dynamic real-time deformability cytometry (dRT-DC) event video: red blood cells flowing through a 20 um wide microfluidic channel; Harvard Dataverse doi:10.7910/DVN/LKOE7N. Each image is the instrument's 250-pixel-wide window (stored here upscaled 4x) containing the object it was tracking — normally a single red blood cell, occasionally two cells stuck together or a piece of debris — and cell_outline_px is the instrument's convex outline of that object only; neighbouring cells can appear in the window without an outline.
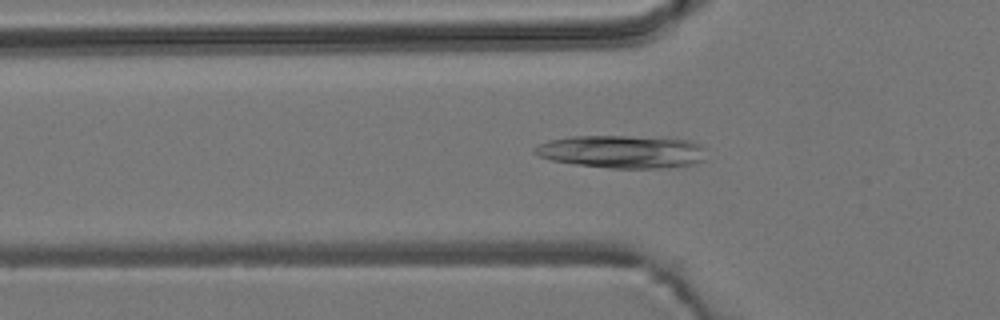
{"species": "common noctule bat (a hibernating species)", "species_latin": "Nyctalus noctula", "temperature_condition": "room temperature", "stored_images_in_passage": 40, "camera_frame_rate_fps": 3000, "um_per_image_px": 0.085, "animal": {"sex": "male", "body_mass_g": 19.2, "forearm_length_mm": 51.8}, "frame": {"image": 1, "passage_image": 10, "time_ms": 3.0, "image_size_px": [1000, 320], "cell_outline_px": [[704, 160], [700, 164], [668, 168], [612, 168], [572, 164], [552, 160], [540, 156], [532, 152], [532, 148], [548, 140], [568, 136], [664, 136], [692, 140], [700, 144], [704, 148]], "centroid_in_image_um": [52.94, 12.88], "position_along_channel_um": 72.9, "area_um2": 33.76}}
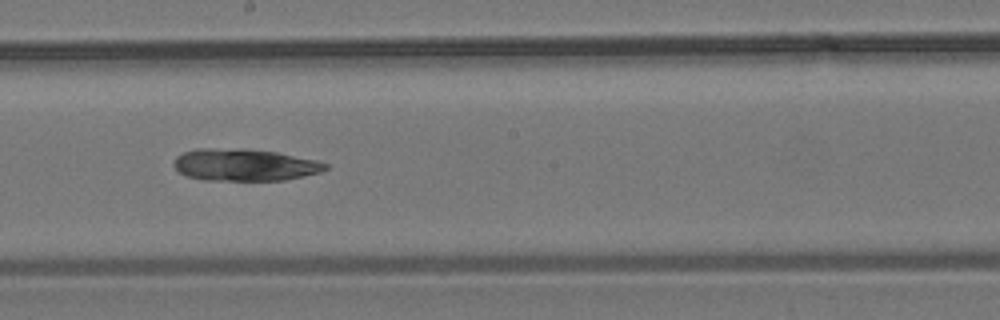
{"frame": {"image": 2, "passage_image": 22, "time_ms": 7.0, "image_size_px": [1000, 320], "cell_outline_px": [[328, 168], [320, 172], [304, 176], [284, 180], [204, 180], [184, 176], [172, 164], [176, 156], [184, 152], [196, 148], [244, 148], [276, 152], [316, 160], [328, 164]], "centroid_in_image_um": [20.75, 14.01], "position_along_channel_um": 227.4, "area_um2": 28.5}}
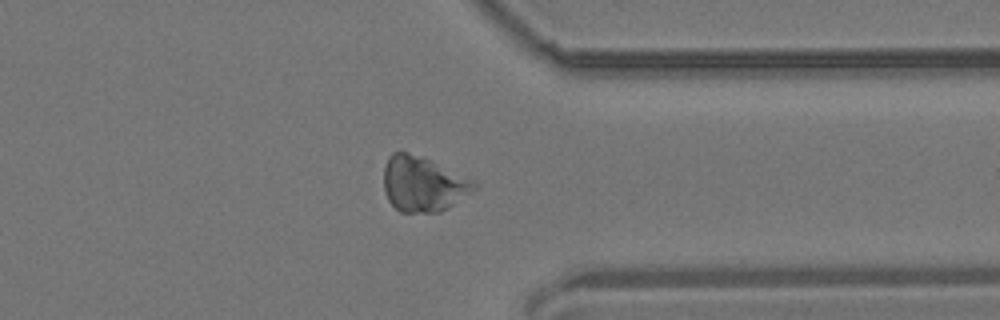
{"frame": {"image": 3, "passage_image": 34, "time_ms": 11.0, "image_size_px": [1000, 320], "cell_outline_px": [[476, 188], [448, 208], [440, 212], [400, 212], [388, 200], [384, 188], [384, 168], [388, 156], [392, 152], [400, 148], [420, 156], [472, 180], [476, 184]], "centroid_in_image_um": [35.89, 15.62], "position_along_channel_um": 375.5, "area_um2": 28.78}}